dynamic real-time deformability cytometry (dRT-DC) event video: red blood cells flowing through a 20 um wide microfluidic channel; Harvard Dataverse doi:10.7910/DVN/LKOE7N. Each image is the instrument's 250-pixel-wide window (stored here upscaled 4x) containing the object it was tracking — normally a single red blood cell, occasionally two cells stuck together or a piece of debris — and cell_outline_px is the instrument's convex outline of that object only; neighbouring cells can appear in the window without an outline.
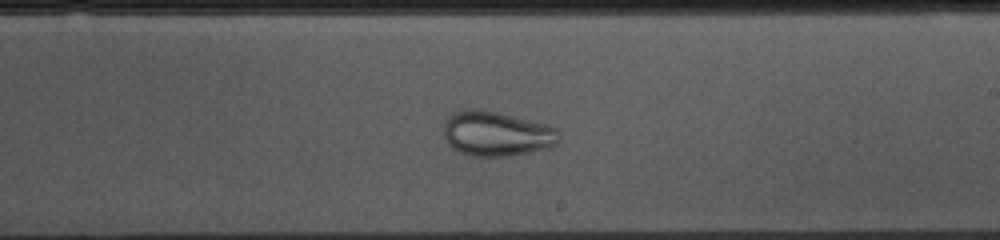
{"species": "common noctule bat (a hibernating species)", "species_latin": "Nyctalus noctula", "temperature_condition": "cold", "stored_images_in_passage": 53, "camera_frame_rate_fps": 3000, "um_per_image_px": 0.085, "animal": {"sex": "female", "body_mass_g": 10.0, "forearm_length_mm": 53.1}, "frame": {"image": 1, "passage_image": 30, "time_ms": 9.667, "image_size_px": [1000, 240], "cell_outline_px": [[560, 140], [552, 148], [512, 156], [472, 156], [460, 152], [452, 148], [448, 144], [444, 136], [444, 120], [452, 112], [476, 108], [496, 112], [544, 124], [556, 128], [560, 132]], "centroid_in_image_um": [42.21, 11.38], "position_along_channel_um": 246.8, "area_um2": 30.35}}
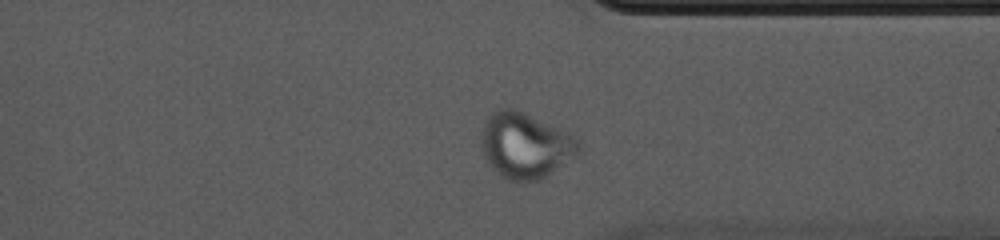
{"frame": {"image": 2, "passage_image": 40, "time_ms": 13.0, "image_size_px": [1000, 240], "cell_outline_px": [[580, 152], [576, 156], [544, 176], [536, 180], [512, 180], [496, 172], [488, 164], [480, 148], [480, 136], [484, 120], [492, 112], [504, 108], [516, 108], [568, 132], [576, 136], [580, 140]], "centroid_in_image_um": [44.62, 12.32], "position_along_channel_um": 366.8, "area_um2": 37.28}}
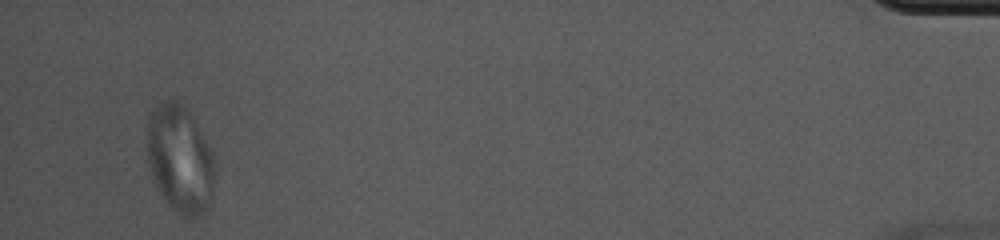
{"frame": {"image": 3, "passage_image": 51, "time_ms": 16.667, "image_size_px": [1000, 240], "cell_outline_px": [[216, 164], [208, 204], [204, 216], [180, 216], [172, 208], [160, 192], [156, 184], [148, 160], [148, 120], [152, 112], [160, 104], [168, 100], [180, 100], [188, 112], [212, 152]], "centroid_in_image_um": [15.31, 13.54], "position_along_channel_um": 419.9, "area_um2": 41.38}}